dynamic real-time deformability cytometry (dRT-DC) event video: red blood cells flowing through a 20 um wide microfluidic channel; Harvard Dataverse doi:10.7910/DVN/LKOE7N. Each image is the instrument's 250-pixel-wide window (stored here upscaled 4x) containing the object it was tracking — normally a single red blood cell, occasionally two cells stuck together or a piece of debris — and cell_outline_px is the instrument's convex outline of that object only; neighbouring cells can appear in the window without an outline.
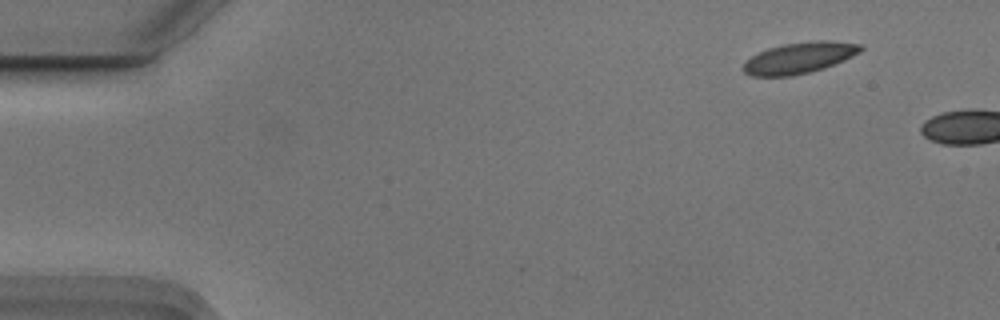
{"species": "Egyptian fruit bat (a non-hibernating species)", "species_latin": "Rousettus aegyptiacus", "temperature_condition": "cold", "stored_images_in_passage": 4, "camera_frame_rate_fps": 3000, "um_per_image_px": 0.085, "animal": {"sex": "male"}, "frame": {"image": 1, "passage_image": 1, "time_ms": 0.0, "image_size_px": [1000, 320], "cell_outline_px": [[864, 48], [860, 52], [844, 60], [824, 68], [792, 76], [752, 76], [744, 72], [744, 64], [752, 56], [768, 48], [784, 44], [820, 40], [828, 40], [864, 44]], "centroid_in_image_um": [68.0, 4.91], "position_along_channel_um": 17.0, "area_um2": 21.1}}